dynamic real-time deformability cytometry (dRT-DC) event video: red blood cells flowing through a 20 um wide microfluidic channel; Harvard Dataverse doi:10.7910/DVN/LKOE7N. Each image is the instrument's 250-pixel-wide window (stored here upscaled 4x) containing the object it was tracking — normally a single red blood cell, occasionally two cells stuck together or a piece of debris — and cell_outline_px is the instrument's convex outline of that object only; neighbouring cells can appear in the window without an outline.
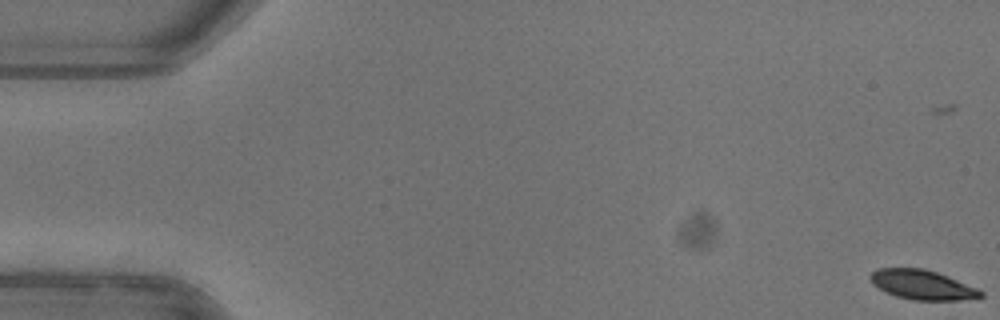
{"species": "common noctule bat (a hibernating species)", "species_latin": "Nyctalus noctula", "temperature_condition": "warm", "stored_images_in_passage": 54, "camera_frame_rate_fps": 3000, "um_per_image_px": 0.085, "animal": {"sex": "female"}, "frame": {"image": 1, "passage_image": 1, "time_ms": 0.0, "image_size_px": [1000, 320], "cell_outline_px": [[984, 296], [960, 300], [912, 300], [896, 296], [884, 292], [872, 284], [868, 276], [876, 268], [924, 268], [948, 276], [976, 288], [984, 292]], "centroid_in_image_um": [78.34, 24.2], "position_along_channel_um": 6.7, "area_um2": 19.07}}
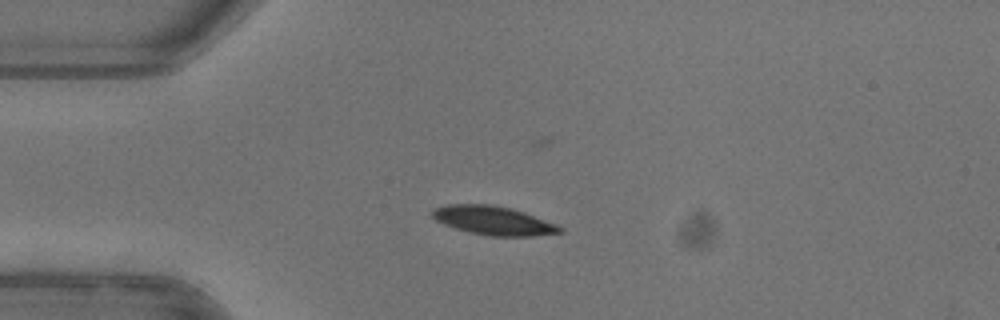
{"frame": {"image": 2, "passage_image": 14, "time_ms": 4.333, "image_size_px": [1000, 320], "cell_outline_px": [[564, 232], [532, 236], [492, 236], [472, 232], [456, 228], [444, 224], [436, 220], [432, 216], [432, 212], [436, 208], [448, 204], [492, 204], [524, 212], [556, 224], [564, 228]], "centroid_in_image_um": [41.97, 18.74], "position_along_channel_um": 43.0, "area_um2": 21.1}}
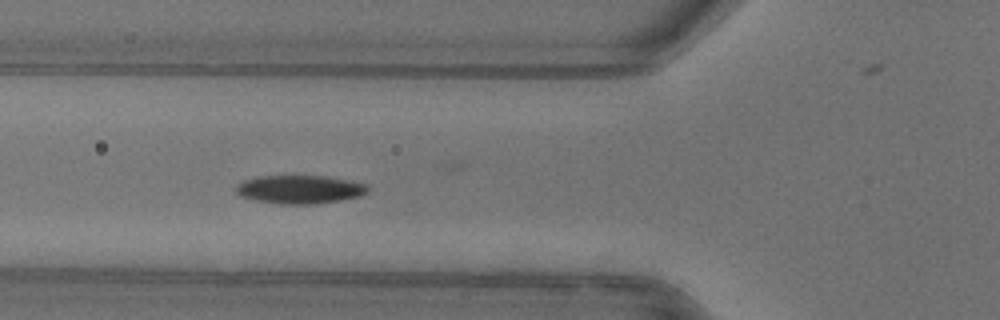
{"frame": {"image": 3, "passage_image": 20, "time_ms": 6.333, "image_size_px": [1000, 320], "cell_outline_px": [[368, 192], [360, 196], [340, 200], [316, 204], [280, 204], [256, 200], [240, 196], [236, 192], [236, 188], [244, 180], [260, 176], [328, 176], [368, 184]], "centroid_in_image_um": [25.52, 16.1], "position_along_channel_um": 100.3, "area_um2": 21.73}, "authors_computed_cell_mechanics": {"area_um2": 21.0392, "velocity_mm_per_s": 3.95, "shape_relaxation_time_tau1_ms": 2.4204, "shape_relaxation_time_tau2_ms": null, "deformation_change_tau1": 0.12, "deformation_change_tau2": null}}